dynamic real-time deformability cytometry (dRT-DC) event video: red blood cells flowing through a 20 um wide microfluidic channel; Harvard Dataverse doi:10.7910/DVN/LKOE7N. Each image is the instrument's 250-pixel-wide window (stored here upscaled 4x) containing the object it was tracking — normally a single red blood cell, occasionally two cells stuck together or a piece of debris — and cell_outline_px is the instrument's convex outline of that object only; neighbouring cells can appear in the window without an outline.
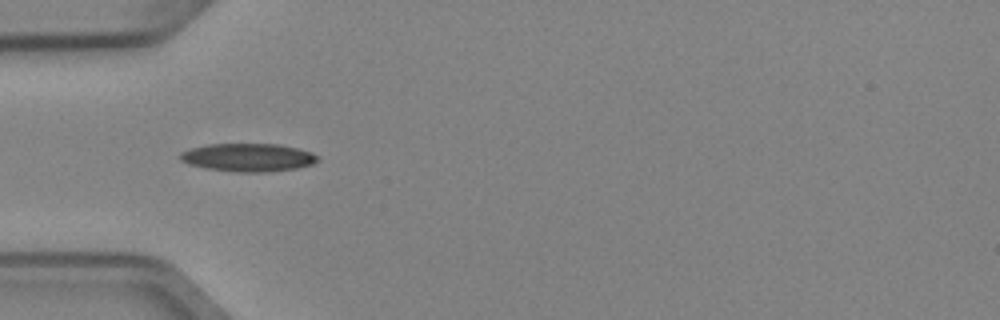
{"species": "Egyptian fruit bat (a non-hibernating species)", "species_latin": "Rousettus aegyptiacus", "temperature_condition": "cold", "stored_images_in_passage": 10, "camera_frame_rate_fps": 3000, "um_per_image_px": 0.085, "animal": {"sex": "female"}, "frame": {"image": 1, "passage_image": 4, "time_ms": 1.0, "image_size_px": [1000, 320], "cell_outline_px": [[320, 160], [312, 164], [296, 168], [268, 172], [240, 172], [208, 168], [188, 164], [180, 160], [180, 152], [192, 148], [208, 144], [280, 144], [312, 152], [320, 156]], "centroid_in_image_um": [21.13, 13.38], "position_along_channel_um": 63.9, "area_um2": 22.48}}
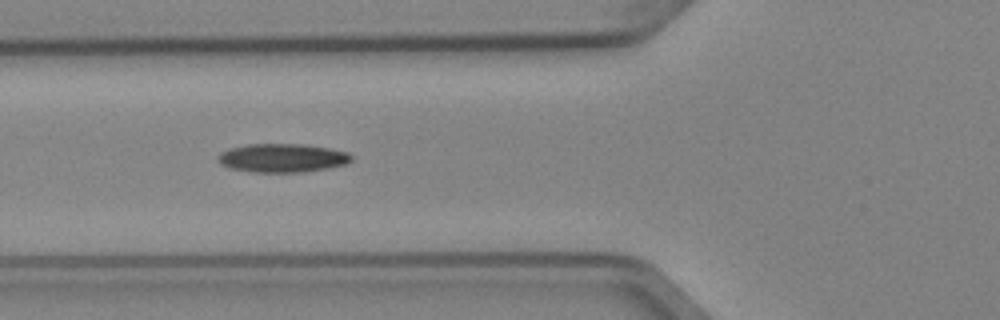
{"frame": {"image": 2, "passage_image": 7, "time_ms": 2.0, "image_size_px": [1000, 320], "cell_outline_px": [[352, 160], [344, 164], [328, 168], [300, 172], [252, 172], [232, 168], [220, 164], [216, 160], [216, 156], [220, 152], [232, 148], [248, 144], [304, 144], [328, 148], [348, 152], [352, 156]], "centroid_in_image_um": [23.97, 13.42], "position_along_channel_um": 101.8, "area_um2": 22.2}}